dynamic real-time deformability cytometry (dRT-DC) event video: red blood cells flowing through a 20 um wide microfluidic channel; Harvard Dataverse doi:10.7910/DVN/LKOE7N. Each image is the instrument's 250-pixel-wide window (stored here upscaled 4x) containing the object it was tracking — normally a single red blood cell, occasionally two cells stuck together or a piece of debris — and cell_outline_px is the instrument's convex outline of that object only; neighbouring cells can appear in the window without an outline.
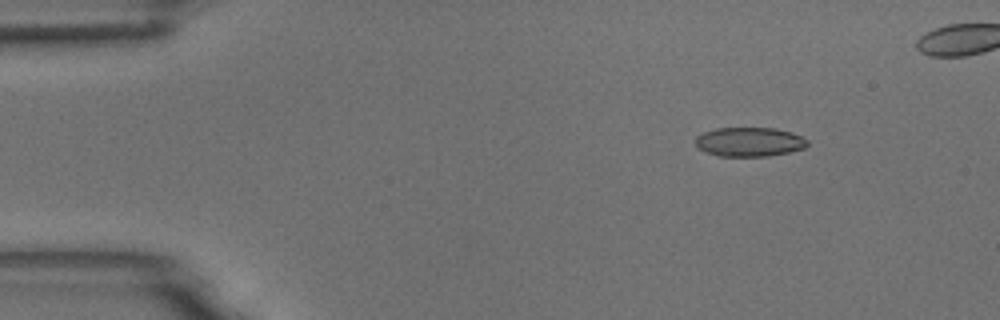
{"species": "common noctule bat (a hibernating species)", "species_latin": "Nyctalus noctula", "temperature_condition": "room temperature", "stored_images_in_passage": 5, "camera_frame_rate_fps": 3000, "um_per_image_px": 0.085, "animal": {"sex": "male", "body_mass_g": 18.8}, "frame": {"image": 1, "passage_image": 2, "time_ms": 0.333, "image_size_px": [1000, 320], "cell_outline_px": [[808, 144], [804, 148], [788, 152], [768, 156], [720, 156], [708, 152], [700, 148], [696, 144], [696, 136], [704, 132], [716, 128], [776, 128], [792, 132], [808, 140]], "centroid_in_image_um": [63.72, 12.05], "position_along_channel_um": 21.3, "area_um2": 18.9}}